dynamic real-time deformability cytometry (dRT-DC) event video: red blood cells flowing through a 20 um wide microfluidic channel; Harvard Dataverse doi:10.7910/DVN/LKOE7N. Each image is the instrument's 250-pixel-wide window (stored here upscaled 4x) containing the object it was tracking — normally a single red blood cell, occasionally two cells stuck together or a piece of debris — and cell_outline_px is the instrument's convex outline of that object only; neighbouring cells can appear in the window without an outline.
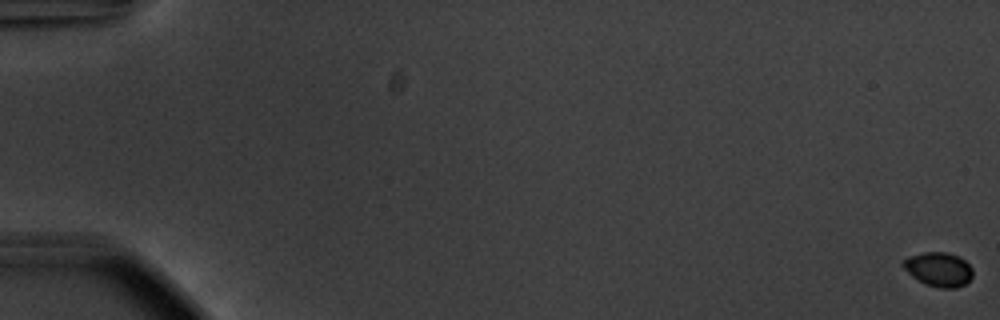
{"species": "common noctule bat (a hibernating species)", "species_latin": "Nyctalus noctula", "temperature_condition": "warm", "stored_images_in_passage": 57, "camera_frame_rate_fps": 3000, "um_per_image_px": 0.085, "animal": {"sex": "male", "body_mass_g": 20.1, "forearm_length_mm": 53.5}, "frame": {"image": 1, "passage_image": 1, "time_ms": 0.0, "image_size_px": [1000, 320], "cell_outline_px": [[972, 276], [964, 284], [956, 288], [940, 288], [924, 284], [912, 276], [900, 264], [900, 260], [908, 256], [924, 252], [944, 252], [956, 256], [964, 260], [972, 268]], "centroid_in_image_um": [79.73, 22.89], "position_along_channel_um": 5.3, "area_um2": 13.87}}
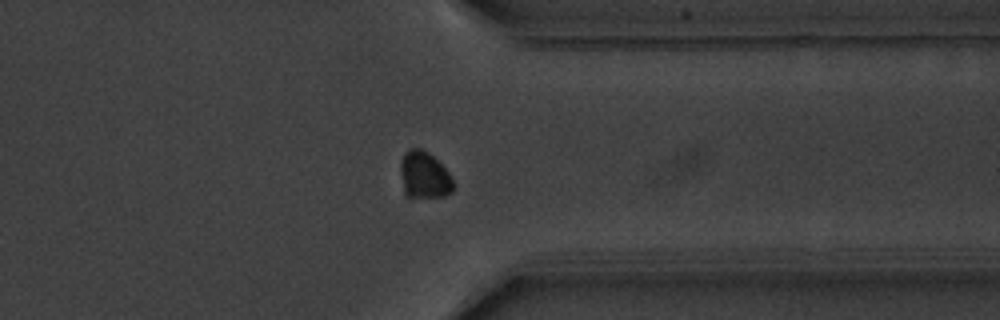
{"frame": {"image": 2, "passage_image": 46, "time_ms": 15.0, "image_size_px": [1000, 320], "cell_outline_px": [[456, 188], [452, 192], [444, 196], [404, 196], [400, 172], [400, 160], [404, 152], [408, 148], [420, 148], [428, 152], [452, 176], [456, 184]], "centroid_in_image_um": [36.06, 14.88], "position_along_channel_um": 375.3, "area_um2": 14.68}}
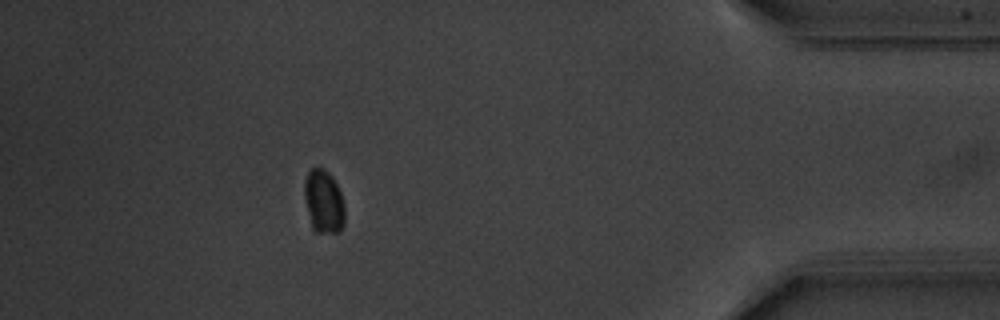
{"frame": {"image": 3, "passage_image": 52, "time_ms": 17.0, "image_size_px": [1000, 320], "cell_outline_px": [[344, 224], [340, 232], [316, 232], [312, 228], [304, 200], [304, 180], [308, 172], [312, 168], [324, 168], [332, 176], [340, 192], [344, 204]], "centroid_in_image_um": [27.5, 17.14], "position_along_channel_um": 407.7, "area_um2": 14.97}, "authors_computed_cell_mechanics": {"area_um2": 14.6234, "velocity_mm_per_s": 3.7056, "shape_relaxation_time_tau1_ms": 2.443, "shape_relaxation_time_tau2_ms": null, "deformation_change_tau1": 0.0762, "deformation_change_tau2": null}}